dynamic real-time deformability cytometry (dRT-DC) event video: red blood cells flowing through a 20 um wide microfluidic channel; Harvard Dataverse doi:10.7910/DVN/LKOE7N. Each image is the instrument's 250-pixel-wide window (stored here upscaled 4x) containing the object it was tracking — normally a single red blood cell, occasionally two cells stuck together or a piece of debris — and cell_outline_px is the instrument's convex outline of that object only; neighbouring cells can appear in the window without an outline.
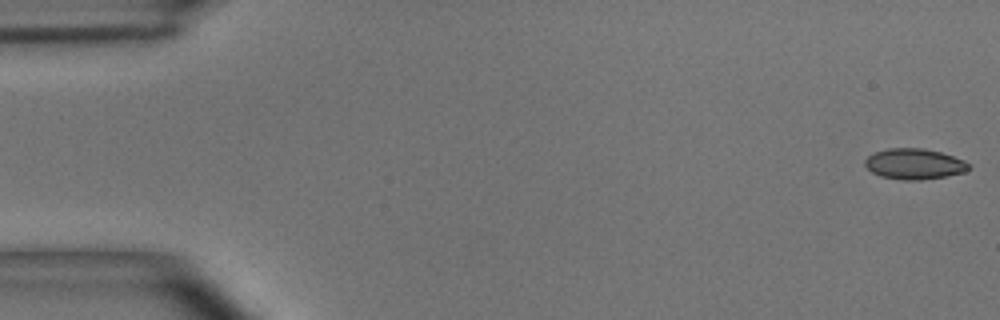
{"species": "common noctule bat (a hibernating species)", "species_latin": "Nyctalus noctula", "temperature_condition": "room temperature", "stored_images_in_passage": 54, "camera_frame_rate_fps": 3000, "um_per_image_px": 0.085, "animal": {"sex": "male", "body_mass_g": 15.6}, "frame": {"image": 1, "passage_image": 1, "time_ms": 0.0, "image_size_px": [1000, 320], "cell_outline_px": [[968, 168], [964, 172], [944, 176], [920, 180], [900, 180], [880, 176], [872, 172], [864, 164], [864, 160], [872, 152], [888, 148], [924, 148], [940, 152], [964, 160], [968, 164]], "centroid_in_image_um": [77.65, 13.93], "position_along_channel_um": 7.3, "area_um2": 18.5}}
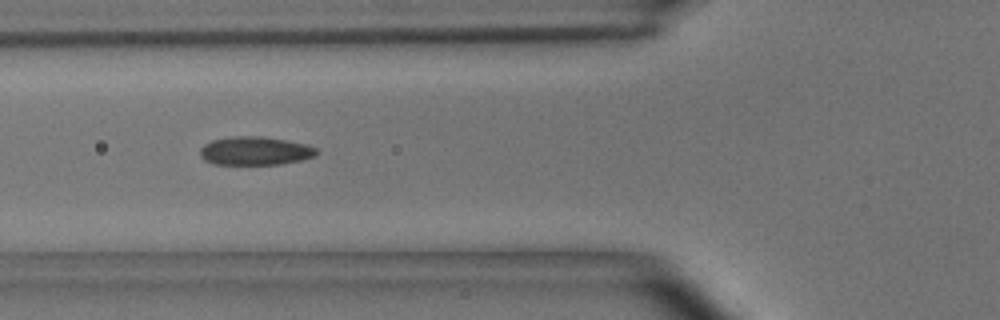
{"frame": {"image": 2, "passage_image": 20, "time_ms": 6.333, "image_size_px": [1000, 320], "cell_outline_px": [[320, 152], [316, 156], [300, 160], [280, 164], [212, 164], [204, 160], [200, 156], [200, 148], [204, 144], [212, 140], [232, 136], [260, 136], [308, 144], [316, 148]], "centroid_in_image_um": [21.68, 12.82], "position_along_channel_um": 104.1, "area_um2": 19.42}}
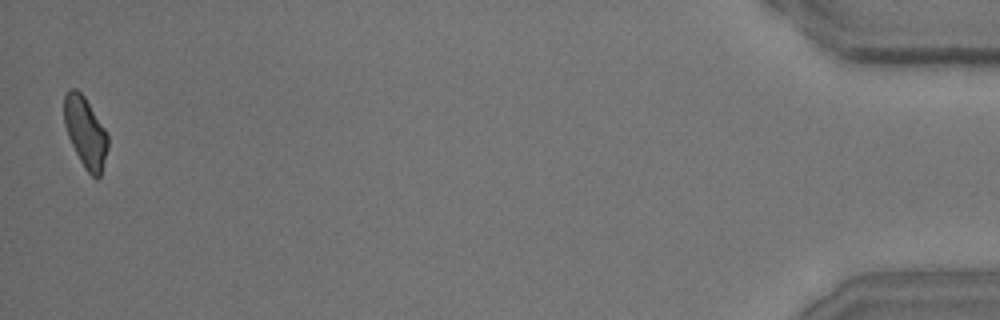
{"frame": {"image": 3, "passage_image": 54, "time_ms": 17.667, "image_size_px": [1000, 320], "cell_outline_px": [[108, 148], [100, 176], [96, 180], [84, 168], [68, 136], [64, 124], [64, 96], [68, 88], [76, 88], [84, 96], [104, 128], [108, 136]], "centroid_in_image_um": [7.25, 11.23], "position_along_channel_um": 428.0, "area_um2": 17.86}, "authors_computed_cell_mechanics": {"area_um2": 18.9006, "velocity_mm_per_s": 3.6534, "shape_relaxation_time_tau1_ms": 6.2545, "shape_relaxation_time_tau2_ms": 1.6938, "deformation_change_tau1": 0.1457, "deformation_change_tau2": 0.0651}}